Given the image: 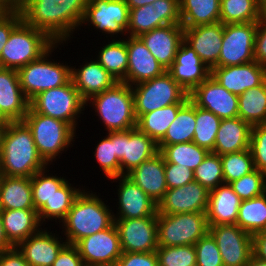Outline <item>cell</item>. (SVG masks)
<instances>
[{"label": "cell", "instance_id": "60d3db41", "mask_svg": "<svg viewBox=\"0 0 266 266\" xmlns=\"http://www.w3.org/2000/svg\"><path fill=\"white\" fill-rule=\"evenodd\" d=\"M236 224L251 234L266 230V192L248 200H242Z\"/></svg>", "mask_w": 266, "mask_h": 266}, {"label": "cell", "instance_id": "6f0895ef", "mask_svg": "<svg viewBox=\"0 0 266 266\" xmlns=\"http://www.w3.org/2000/svg\"><path fill=\"white\" fill-rule=\"evenodd\" d=\"M20 12H11L0 22V55L4 45L7 43L12 30L22 21Z\"/></svg>", "mask_w": 266, "mask_h": 266}, {"label": "cell", "instance_id": "30bf717a", "mask_svg": "<svg viewBox=\"0 0 266 266\" xmlns=\"http://www.w3.org/2000/svg\"><path fill=\"white\" fill-rule=\"evenodd\" d=\"M208 232L206 212L157 213L158 246L194 245Z\"/></svg>", "mask_w": 266, "mask_h": 266}, {"label": "cell", "instance_id": "bcb514c9", "mask_svg": "<svg viewBox=\"0 0 266 266\" xmlns=\"http://www.w3.org/2000/svg\"><path fill=\"white\" fill-rule=\"evenodd\" d=\"M194 181L200 183L208 191L224 183L221 157L209 152L202 163L194 170Z\"/></svg>", "mask_w": 266, "mask_h": 266}, {"label": "cell", "instance_id": "f546056e", "mask_svg": "<svg viewBox=\"0 0 266 266\" xmlns=\"http://www.w3.org/2000/svg\"><path fill=\"white\" fill-rule=\"evenodd\" d=\"M241 202L230 184L223 183L210 190L206 210L208 225L236 224Z\"/></svg>", "mask_w": 266, "mask_h": 266}, {"label": "cell", "instance_id": "ab89813d", "mask_svg": "<svg viewBox=\"0 0 266 266\" xmlns=\"http://www.w3.org/2000/svg\"><path fill=\"white\" fill-rule=\"evenodd\" d=\"M164 157V163H174L194 171L208 155L206 148L194 142H185L172 145H157Z\"/></svg>", "mask_w": 266, "mask_h": 266}, {"label": "cell", "instance_id": "7bdbcfd3", "mask_svg": "<svg viewBox=\"0 0 266 266\" xmlns=\"http://www.w3.org/2000/svg\"><path fill=\"white\" fill-rule=\"evenodd\" d=\"M48 168L46 167L36 172L31 177L32 200L36 211L46 202H49L56 190L67 181L64 177H58L56 176L57 174L54 176L53 173H49L50 170Z\"/></svg>", "mask_w": 266, "mask_h": 266}, {"label": "cell", "instance_id": "ac0fdd59", "mask_svg": "<svg viewBox=\"0 0 266 266\" xmlns=\"http://www.w3.org/2000/svg\"><path fill=\"white\" fill-rule=\"evenodd\" d=\"M122 252H154L158 248L157 216L114 219Z\"/></svg>", "mask_w": 266, "mask_h": 266}, {"label": "cell", "instance_id": "a7ac6f4b", "mask_svg": "<svg viewBox=\"0 0 266 266\" xmlns=\"http://www.w3.org/2000/svg\"><path fill=\"white\" fill-rule=\"evenodd\" d=\"M9 122L10 121L0 111V129H4L9 124Z\"/></svg>", "mask_w": 266, "mask_h": 266}, {"label": "cell", "instance_id": "680465c9", "mask_svg": "<svg viewBox=\"0 0 266 266\" xmlns=\"http://www.w3.org/2000/svg\"><path fill=\"white\" fill-rule=\"evenodd\" d=\"M0 266H30L16 246L0 253Z\"/></svg>", "mask_w": 266, "mask_h": 266}, {"label": "cell", "instance_id": "e0dca14e", "mask_svg": "<svg viewBox=\"0 0 266 266\" xmlns=\"http://www.w3.org/2000/svg\"><path fill=\"white\" fill-rule=\"evenodd\" d=\"M189 100L220 119L238 117V95L229 92L211 75L189 93Z\"/></svg>", "mask_w": 266, "mask_h": 266}, {"label": "cell", "instance_id": "db71d44e", "mask_svg": "<svg viewBox=\"0 0 266 266\" xmlns=\"http://www.w3.org/2000/svg\"><path fill=\"white\" fill-rule=\"evenodd\" d=\"M115 266H159L156 251L123 252Z\"/></svg>", "mask_w": 266, "mask_h": 266}, {"label": "cell", "instance_id": "7c38bea8", "mask_svg": "<svg viewBox=\"0 0 266 266\" xmlns=\"http://www.w3.org/2000/svg\"><path fill=\"white\" fill-rule=\"evenodd\" d=\"M258 22L224 24L221 52L214 67L241 65L254 59Z\"/></svg>", "mask_w": 266, "mask_h": 266}, {"label": "cell", "instance_id": "74e56055", "mask_svg": "<svg viewBox=\"0 0 266 266\" xmlns=\"http://www.w3.org/2000/svg\"><path fill=\"white\" fill-rule=\"evenodd\" d=\"M196 128V106L188 100L179 110L165 136L157 145L192 142Z\"/></svg>", "mask_w": 266, "mask_h": 266}, {"label": "cell", "instance_id": "7a4b0ae2", "mask_svg": "<svg viewBox=\"0 0 266 266\" xmlns=\"http://www.w3.org/2000/svg\"><path fill=\"white\" fill-rule=\"evenodd\" d=\"M48 166L39 155L27 124L24 121H10L0 138V174L31 178Z\"/></svg>", "mask_w": 266, "mask_h": 266}, {"label": "cell", "instance_id": "5b68a950", "mask_svg": "<svg viewBox=\"0 0 266 266\" xmlns=\"http://www.w3.org/2000/svg\"><path fill=\"white\" fill-rule=\"evenodd\" d=\"M23 121L30 128L37 151L50 166L74 143L76 131L66 122L34 112L30 107ZM75 137V138H74ZM66 149V150H65Z\"/></svg>", "mask_w": 266, "mask_h": 266}, {"label": "cell", "instance_id": "ee69618b", "mask_svg": "<svg viewBox=\"0 0 266 266\" xmlns=\"http://www.w3.org/2000/svg\"><path fill=\"white\" fill-rule=\"evenodd\" d=\"M220 124L219 117L196 106V128L192 142L212 152Z\"/></svg>", "mask_w": 266, "mask_h": 266}, {"label": "cell", "instance_id": "83f0119b", "mask_svg": "<svg viewBox=\"0 0 266 266\" xmlns=\"http://www.w3.org/2000/svg\"><path fill=\"white\" fill-rule=\"evenodd\" d=\"M28 109L17 70L0 67V111L9 121H23Z\"/></svg>", "mask_w": 266, "mask_h": 266}, {"label": "cell", "instance_id": "f907efd6", "mask_svg": "<svg viewBox=\"0 0 266 266\" xmlns=\"http://www.w3.org/2000/svg\"><path fill=\"white\" fill-rule=\"evenodd\" d=\"M196 266H224L213 236L208 232L195 244Z\"/></svg>", "mask_w": 266, "mask_h": 266}, {"label": "cell", "instance_id": "ffe728a7", "mask_svg": "<svg viewBox=\"0 0 266 266\" xmlns=\"http://www.w3.org/2000/svg\"><path fill=\"white\" fill-rule=\"evenodd\" d=\"M209 191L197 181L168 189L157 203V213L178 214L206 212Z\"/></svg>", "mask_w": 266, "mask_h": 266}, {"label": "cell", "instance_id": "e7e4bbea", "mask_svg": "<svg viewBox=\"0 0 266 266\" xmlns=\"http://www.w3.org/2000/svg\"><path fill=\"white\" fill-rule=\"evenodd\" d=\"M246 266H266V262L252 255L249 260V263Z\"/></svg>", "mask_w": 266, "mask_h": 266}, {"label": "cell", "instance_id": "7dc6e473", "mask_svg": "<svg viewBox=\"0 0 266 266\" xmlns=\"http://www.w3.org/2000/svg\"><path fill=\"white\" fill-rule=\"evenodd\" d=\"M106 136L96 144L93 152L96 162L99 164L100 171L106 178L120 176V161L114 154V143H112V132H106Z\"/></svg>", "mask_w": 266, "mask_h": 266}, {"label": "cell", "instance_id": "3957f363", "mask_svg": "<svg viewBox=\"0 0 266 266\" xmlns=\"http://www.w3.org/2000/svg\"><path fill=\"white\" fill-rule=\"evenodd\" d=\"M89 189L75 199L66 218L62 221V234L67 244L75 245L82 238L109 228L114 223V212L102 198Z\"/></svg>", "mask_w": 266, "mask_h": 266}, {"label": "cell", "instance_id": "94428289", "mask_svg": "<svg viewBox=\"0 0 266 266\" xmlns=\"http://www.w3.org/2000/svg\"><path fill=\"white\" fill-rule=\"evenodd\" d=\"M0 3L11 12H22L24 0H0Z\"/></svg>", "mask_w": 266, "mask_h": 266}, {"label": "cell", "instance_id": "c3c4849f", "mask_svg": "<svg viewBox=\"0 0 266 266\" xmlns=\"http://www.w3.org/2000/svg\"><path fill=\"white\" fill-rule=\"evenodd\" d=\"M156 253L159 266H196L194 245L158 246Z\"/></svg>", "mask_w": 266, "mask_h": 266}, {"label": "cell", "instance_id": "d6a6232c", "mask_svg": "<svg viewBox=\"0 0 266 266\" xmlns=\"http://www.w3.org/2000/svg\"><path fill=\"white\" fill-rule=\"evenodd\" d=\"M1 209H35L31 178L0 176Z\"/></svg>", "mask_w": 266, "mask_h": 266}, {"label": "cell", "instance_id": "2e32d148", "mask_svg": "<svg viewBox=\"0 0 266 266\" xmlns=\"http://www.w3.org/2000/svg\"><path fill=\"white\" fill-rule=\"evenodd\" d=\"M224 266H246L253 255L252 235L237 224L209 226Z\"/></svg>", "mask_w": 266, "mask_h": 266}, {"label": "cell", "instance_id": "d4e9b609", "mask_svg": "<svg viewBox=\"0 0 266 266\" xmlns=\"http://www.w3.org/2000/svg\"><path fill=\"white\" fill-rule=\"evenodd\" d=\"M128 69L124 83H137L162 75L166 69L156 60L139 37L127 36Z\"/></svg>", "mask_w": 266, "mask_h": 266}, {"label": "cell", "instance_id": "277c9868", "mask_svg": "<svg viewBox=\"0 0 266 266\" xmlns=\"http://www.w3.org/2000/svg\"><path fill=\"white\" fill-rule=\"evenodd\" d=\"M85 106L94 108L95 116L99 117L107 132L127 131L136 127L134 98L129 84L117 82L112 88L92 96Z\"/></svg>", "mask_w": 266, "mask_h": 266}, {"label": "cell", "instance_id": "e575fe53", "mask_svg": "<svg viewBox=\"0 0 266 266\" xmlns=\"http://www.w3.org/2000/svg\"><path fill=\"white\" fill-rule=\"evenodd\" d=\"M79 187H74L68 180L56 190V193L46 202L37 212L40 223L46 224V221L58 220L60 223L66 218L68 211L71 209L75 199L83 191ZM47 219V220H46ZM55 219V220H54ZM45 222V223H44Z\"/></svg>", "mask_w": 266, "mask_h": 266}, {"label": "cell", "instance_id": "f35d334b", "mask_svg": "<svg viewBox=\"0 0 266 266\" xmlns=\"http://www.w3.org/2000/svg\"><path fill=\"white\" fill-rule=\"evenodd\" d=\"M185 103H175L141 115L136 127L158 143L166 134L167 129L175 120L178 110Z\"/></svg>", "mask_w": 266, "mask_h": 266}, {"label": "cell", "instance_id": "836d02e7", "mask_svg": "<svg viewBox=\"0 0 266 266\" xmlns=\"http://www.w3.org/2000/svg\"><path fill=\"white\" fill-rule=\"evenodd\" d=\"M179 5L183 27L220 22V0H179Z\"/></svg>", "mask_w": 266, "mask_h": 266}, {"label": "cell", "instance_id": "f1b7e54d", "mask_svg": "<svg viewBox=\"0 0 266 266\" xmlns=\"http://www.w3.org/2000/svg\"><path fill=\"white\" fill-rule=\"evenodd\" d=\"M127 176L156 203L162 199L168 190L164 157L160 152L142 162L129 172Z\"/></svg>", "mask_w": 266, "mask_h": 266}, {"label": "cell", "instance_id": "be15d7a7", "mask_svg": "<svg viewBox=\"0 0 266 266\" xmlns=\"http://www.w3.org/2000/svg\"><path fill=\"white\" fill-rule=\"evenodd\" d=\"M155 1L157 0H125L129 9L139 8Z\"/></svg>", "mask_w": 266, "mask_h": 266}, {"label": "cell", "instance_id": "8d00e7d4", "mask_svg": "<svg viewBox=\"0 0 266 266\" xmlns=\"http://www.w3.org/2000/svg\"><path fill=\"white\" fill-rule=\"evenodd\" d=\"M95 58L118 82H124L128 69L126 38L108 40Z\"/></svg>", "mask_w": 266, "mask_h": 266}, {"label": "cell", "instance_id": "1f68e13d", "mask_svg": "<svg viewBox=\"0 0 266 266\" xmlns=\"http://www.w3.org/2000/svg\"><path fill=\"white\" fill-rule=\"evenodd\" d=\"M0 216L7 240L17 246L44 226L35 209H1Z\"/></svg>", "mask_w": 266, "mask_h": 266}, {"label": "cell", "instance_id": "91938a15", "mask_svg": "<svg viewBox=\"0 0 266 266\" xmlns=\"http://www.w3.org/2000/svg\"><path fill=\"white\" fill-rule=\"evenodd\" d=\"M252 238L253 255L266 262V230L255 233Z\"/></svg>", "mask_w": 266, "mask_h": 266}, {"label": "cell", "instance_id": "4fadbf2b", "mask_svg": "<svg viewBox=\"0 0 266 266\" xmlns=\"http://www.w3.org/2000/svg\"><path fill=\"white\" fill-rule=\"evenodd\" d=\"M114 154L120 161V175H127L159 152L157 143L137 127L112 132Z\"/></svg>", "mask_w": 266, "mask_h": 266}, {"label": "cell", "instance_id": "5bb4252c", "mask_svg": "<svg viewBox=\"0 0 266 266\" xmlns=\"http://www.w3.org/2000/svg\"><path fill=\"white\" fill-rule=\"evenodd\" d=\"M181 24L179 0H157L139 8L129 9L127 36L139 37L155 28Z\"/></svg>", "mask_w": 266, "mask_h": 266}, {"label": "cell", "instance_id": "ba28073f", "mask_svg": "<svg viewBox=\"0 0 266 266\" xmlns=\"http://www.w3.org/2000/svg\"><path fill=\"white\" fill-rule=\"evenodd\" d=\"M85 105L72 80L65 85L42 91L29 101V107L34 112L62 120L75 131L78 118L86 110Z\"/></svg>", "mask_w": 266, "mask_h": 266}, {"label": "cell", "instance_id": "b9f144b4", "mask_svg": "<svg viewBox=\"0 0 266 266\" xmlns=\"http://www.w3.org/2000/svg\"><path fill=\"white\" fill-rule=\"evenodd\" d=\"M261 19L258 0H220V22L236 24Z\"/></svg>", "mask_w": 266, "mask_h": 266}, {"label": "cell", "instance_id": "52a82bcc", "mask_svg": "<svg viewBox=\"0 0 266 266\" xmlns=\"http://www.w3.org/2000/svg\"><path fill=\"white\" fill-rule=\"evenodd\" d=\"M61 44L64 43H55L40 58L17 70L21 89L29 101L38 93L65 85L71 80V65L51 58L53 51Z\"/></svg>", "mask_w": 266, "mask_h": 266}, {"label": "cell", "instance_id": "681fc988", "mask_svg": "<svg viewBox=\"0 0 266 266\" xmlns=\"http://www.w3.org/2000/svg\"><path fill=\"white\" fill-rule=\"evenodd\" d=\"M229 184L242 200L252 199L266 192V174L255 168Z\"/></svg>", "mask_w": 266, "mask_h": 266}, {"label": "cell", "instance_id": "cb8c5ba5", "mask_svg": "<svg viewBox=\"0 0 266 266\" xmlns=\"http://www.w3.org/2000/svg\"><path fill=\"white\" fill-rule=\"evenodd\" d=\"M41 228L16 247L30 266H52L58 253L67 244L65 237ZM63 239V240H62Z\"/></svg>", "mask_w": 266, "mask_h": 266}, {"label": "cell", "instance_id": "484cf974", "mask_svg": "<svg viewBox=\"0 0 266 266\" xmlns=\"http://www.w3.org/2000/svg\"><path fill=\"white\" fill-rule=\"evenodd\" d=\"M139 38L167 70L174 62L180 43L184 40V28L181 24H169L143 33Z\"/></svg>", "mask_w": 266, "mask_h": 266}, {"label": "cell", "instance_id": "f6af8a7d", "mask_svg": "<svg viewBox=\"0 0 266 266\" xmlns=\"http://www.w3.org/2000/svg\"><path fill=\"white\" fill-rule=\"evenodd\" d=\"M224 183L229 184L252 172L254 167L250 148L239 152L220 155Z\"/></svg>", "mask_w": 266, "mask_h": 266}, {"label": "cell", "instance_id": "003e7915", "mask_svg": "<svg viewBox=\"0 0 266 266\" xmlns=\"http://www.w3.org/2000/svg\"><path fill=\"white\" fill-rule=\"evenodd\" d=\"M10 12L0 3V22L5 19Z\"/></svg>", "mask_w": 266, "mask_h": 266}, {"label": "cell", "instance_id": "4dcf8cb0", "mask_svg": "<svg viewBox=\"0 0 266 266\" xmlns=\"http://www.w3.org/2000/svg\"><path fill=\"white\" fill-rule=\"evenodd\" d=\"M250 136L251 126L240 117L221 119L212 153L224 155L249 149Z\"/></svg>", "mask_w": 266, "mask_h": 266}, {"label": "cell", "instance_id": "6da1fadb", "mask_svg": "<svg viewBox=\"0 0 266 266\" xmlns=\"http://www.w3.org/2000/svg\"><path fill=\"white\" fill-rule=\"evenodd\" d=\"M89 0H25L22 19L46 33L55 43H66L80 29Z\"/></svg>", "mask_w": 266, "mask_h": 266}, {"label": "cell", "instance_id": "9c48e42d", "mask_svg": "<svg viewBox=\"0 0 266 266\" xmlns=\"http://www.w3.org/2000/svg\"><path fill=\"white\" fill-rule=\"evenodd\" d=\"M134 112L141 115L175 103H186L189 93L165 71L162 75L132 86Z\"/></svg>", "mask_w": 266, "mask_h": 266}, {"label": "cell", "instance_id": "11a10c76", "mask_svg": "<svg viewBox=\"0 0 266 266\" xmlns=\"http://www.w3.org/2000/svg\"><path fill=\"white\" fill-rule=\"evenodd\" d=\"M52 266H85L75 245L66 244L58 253Z\"/></svg>", "mask_w": 266, "mask_h": 266}, {"label": "cell", "instance_id": "603a6c76", "mask_svg": "<svg viewBox=\"0 0 266 266\" xmlns=\"http://www.w3.org/2000/svg\"><path fill=\"white\" fill-rule=\"evenodd\" d=\"M183 28L184 41L193 48L201 61L212 69L220 56L224 24L217 22Z\"/></svg>", "mask_w": 266, "mask_h": 266}, {"label": "cell", "instance_id": "4316f807", "mask_svg": "<svg viewBox=\"0 0 266 266\" xmlns=\"http://www.w3.org/2000/svg\"><path fill=\"white\" fill-rule=\"evenodd\" d=\"M84 62L80 68L71 66V80L86 102L92 96L112 88L118 81L95 58Z\"/></svg>", "mask_w": 266, "mask_h": 266}, {"label": "cell", "instance_id": "8fae6325", "mask_svg": "<svg viewBox=\"0 0 266 266\" xmlns=\"http://www.w3.org/2000/svg\"><path fill=\"white\" fill-rule=\"evenodd\" d=\"M86 23L106 38L121 39L119 35L127 36L129 8L125 0H89L80 27Z\"/></svg>", "mask_w": 266, "mask_h": 266}, {"label": "cell", "instance_id": "d6986e66", "mask_svg": "<svg viewBox=\"0 0 266 266\" xmlns=\"http://www.w3.org/2000/svg\"><path fill=\"white\" fill-rule=\"evenodd\" d=\"M109 180L118 182V208L114 219H134L157 216V203L153 201L127 175H120ZM117 180V181H116Z\"/></svg>", "mask_w": 266, "mask_h": 266}, {"label": "cell", "instance_id": "44dd1931", "mask_svg": "<svg viewBox=\"0 0 266 266\" xmlns=\"http://www.w3.org/2000/svg\"><path fill=\"white\" fill-rule=\"evenodd\" d=\"M166 71L188 93L211 75V69L184 40L180 43L174 62Z\"/></svg>", "mask_w": 266, "mask_h": 266}, {"label": "cell", "instance_id": "8992f818", "mask_svg": "<svg viewBox=\"0 0 266 266\" xmlns=\"http://www.w3.org/2000/svg\"><path fill=\"white\" fill-rule=\"evenodd\" d=\"M55 42L43 31L22 20L11 32L0 55V67L18 70L37 60Z\"/></svg>", "mask_w": 266, "mask_h": 266}, {"label": "cell", "instance_id": "d590c367", "mask_svg": "<svg viewBox=\"0 0 266 266\" xmlns=\"http://www.w3.org/2000/svg\"><path fill=\"white\" fill-rule=\"evenodd\" d=\"M238 117L251 127L266 124V80L238 95Z\"/></svg>", "mask_w": 266, "mask_h": 266}, {"label": "cell", "instance_id": "6125c7cd", "mask_svg": "<svg viewBox=\"0 0 266 266\" xmlns=\"http://www.w3.org/2000/svg\"><path fill=\"white\" fill-rule=\"evenodd\" d=\"M12 247L14 246L7 240L0 216V253Z\"/></svg>", "mask_w": 266, "mask_h": 266}, {"label": "cell", "instance_id": "f5cc1de1", "mask_svg": "<svg viewBox=\"0 0 266 266\" xmlns=\"http://www.w3.org/2000/svg\"><path fill=\"white\" fill-rule=\"evenodd\" d=\"M165 178L168 189L178 188L194 181V171L174 163H165Z\"/></svg>", "mask_w": 266, "mask_h": 266}, {"label": "cell", "instance_id": "9f6ffc18", "mask_svg": "<svg viewBox=\"0 0 266 266\" xmlns=\"http://www.w3.org/2000/svg\"><path fill=\"white\" fill-rule=\"evenodd\" d=\"M254 59L257 63L266 67V19L263 18L258 21L254 43Z\"/></svg>", "mask_w": 266, "mask_h": 266}, {"label": "cell", "instance_id": "9a60e30c", "mask_svg": "<svg viewBox=\"0 0 266 266\" xmlns=\"http://www.w3.org/2000/svg\"><path fill=\"white\" fill-rule=\"evenodd\" d=\"M75 246L85 266H115L123 253L115 223L103 231L82 238Z\"/></svg>", "mask_w": 266, "mask_h": 266}, {"label": "cell", "instance_id": "03108f58", "mask_svg": "<svg viewBox=\"0 0 266 266\" xmlns=\"http://www.w3.org/2000/svg\"><path fill=\"white\" fill-rule=\"evenodd\" d=\"M259 1V11L260 16L263 19H266V0H258Z\"/></svg>", "mask_w": 266, "mask_h": 266}, {"label": "cell", "instance_id": "816d5d0a", "mask_svg": "<svg viewBox=\"0 0 266 266\" xmlns=\"http://www.w3.org/2000/svg\"><path fill=\"white\" fill-rule=\"evenodd\" d=\"M250 150L254 167L266 174V124L251 127Z\"/></svg>", "mask_w": 266, "mask_h": 266}, {"label": "cell", "instance_id": "7402d4cb", "mask_svg": "<svg viewBox=\"0 0 266 266\" xmlns=\"http://www.w3.org/2000/svg\"><path fill=\"white\" fill-rule=\"evenodd\" d=\"M211 76L229 92L240 95L266 80V67L256 61L241 65L213 67Z\"/></svg>", "mask_w": 266, "mask_h": 266}]
</instances>
